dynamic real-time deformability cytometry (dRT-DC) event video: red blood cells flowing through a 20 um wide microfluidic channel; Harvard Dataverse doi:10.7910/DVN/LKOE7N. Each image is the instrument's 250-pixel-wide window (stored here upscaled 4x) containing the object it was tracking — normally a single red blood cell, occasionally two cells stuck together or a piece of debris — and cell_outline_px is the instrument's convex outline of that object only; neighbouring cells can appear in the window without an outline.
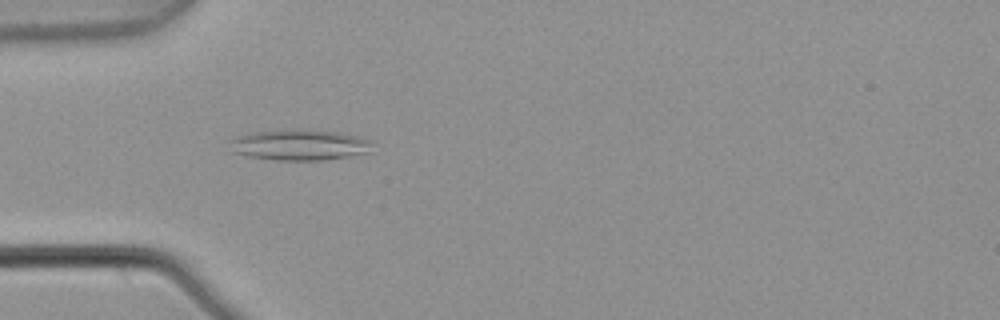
{"species": "common noctule bat (a hibernating species)", "species_latin": "Nyctalus noctula", "temperature_condition": "warm", "stored_images_in_passage": 2, "camera_frame_rate_fps": 3000, "um_per_image_px": 0.085, "animal": {"sex": "male", "body_mass_g": 21.5, "forearm_length_mm": 52.0}, "frame": {"image": 1, "passage_image": 1, "time_ms": 0.0, "image_size_px": [1000, 320], "cell_outline_px": [[372, 140], [368, 152], [348, 156], [324, 160], [276, 160], [248, 156], [232, 152], [228, 140], [236, 136], [252, 132], [280, 128], [308, 128], [340, 132], [360, 136]], "centroid_in_image_um": [25.41, 12.27], "position_along_channel_um": 59.6, "area_um2": 26.3}}